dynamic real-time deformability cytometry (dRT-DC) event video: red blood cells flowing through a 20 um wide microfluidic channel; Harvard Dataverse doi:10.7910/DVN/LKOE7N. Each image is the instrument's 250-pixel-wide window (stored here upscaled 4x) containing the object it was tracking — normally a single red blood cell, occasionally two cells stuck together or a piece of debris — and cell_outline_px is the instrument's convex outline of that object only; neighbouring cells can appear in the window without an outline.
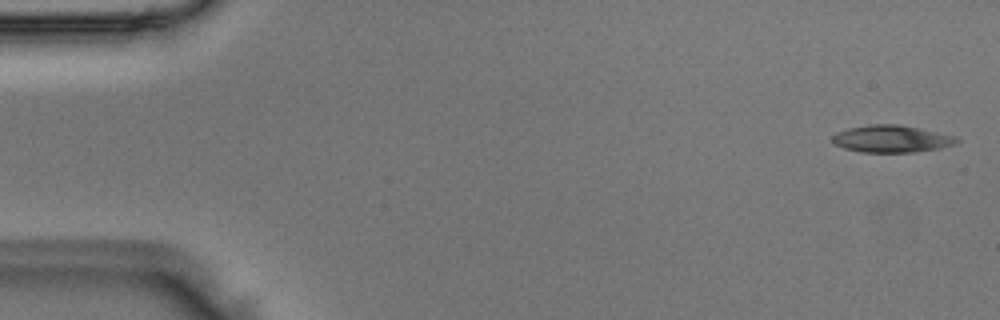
{"species": "Egyptian fruit bat (a non-hibernating species)", "species_latin": "Rousettus aegyptiacus", "temperature_condition": "room temperature", "stored_images_in_passage": 15, "camera_frame_rate_fps": 3000, "um_per_image_px": 0.085, "animal": {"sex": "male"}, "frame": {"image": 1, "passage_image": 1, "time_ms": 0.0, "image_size_px": [1000, 320], "cell_outline_px": [[960, 140], [956, 144], [940, 148], [912, 152], [860, 152], [844, 148], [832, 144], [832, 136], [836, 132], [848, 128], [868, 124], [900, 124], [956, 136]], "centroid_in_image_um": [75.75, 11.79], "position_along_channel_um": 9.2, "area_um2": 19.83}}
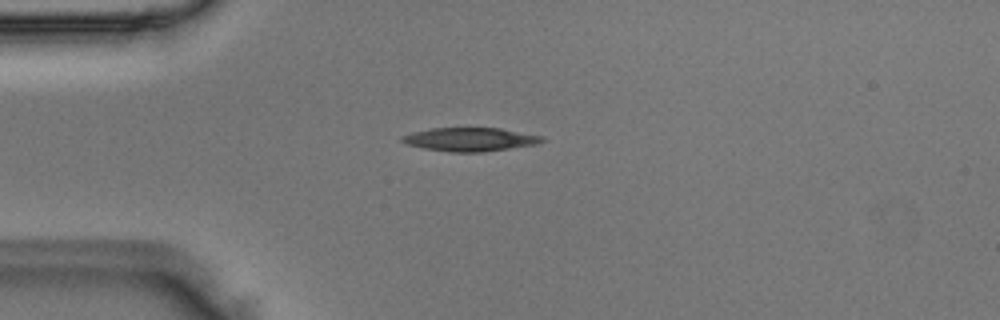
{"frame": {"image": 2, "passage_image": 12, "time_ms": 3.667, "image_size_px": [1000, 320], "cell_outline_px": [[544, 140], [540, 144], [484, 152], [448, 152], [424, 148], [408, 144], [400, 140], [400, 136], [412, 132], [432, 128], [500, 128], [544, 136]], "centroid_in_image_um": [39.99, 11.85], "position_along_channel_um": 45.0, "area_um2": 19.36}}